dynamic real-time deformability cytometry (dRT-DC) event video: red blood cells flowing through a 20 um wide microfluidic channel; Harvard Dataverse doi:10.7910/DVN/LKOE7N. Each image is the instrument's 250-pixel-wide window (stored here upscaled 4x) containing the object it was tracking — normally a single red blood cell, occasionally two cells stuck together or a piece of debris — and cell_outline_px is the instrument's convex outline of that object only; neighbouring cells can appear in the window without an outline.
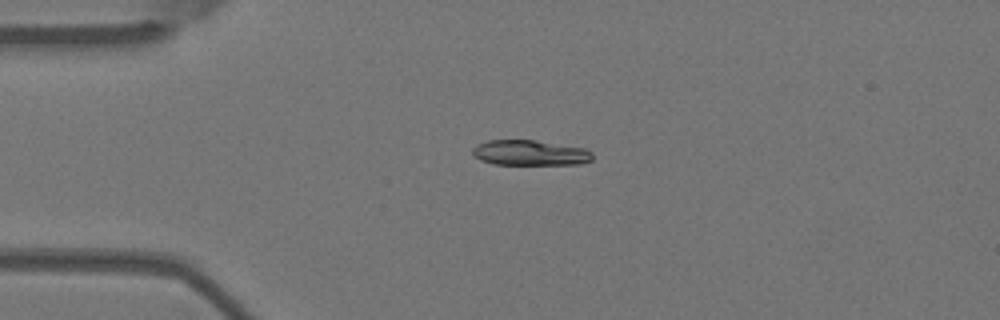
{"species": "Egyptian fruit bat (a non-hibernating species)", "species_latin": "Rousettus aegyptiacus", "temperature_condition": "warm", "stored_images_in_passage": 3, "camera_frame_rate_fps": 3000, "um_per_image_px": 0.085, "animal": {"sex": "female"}, "frame": {"image": 1, "passage_image": 3, "time_ms": 0.667, "image_size_px": [1000, 320], "cell_outline_px": [[592, 160], [580, 164], [492, 164], [480, 160], [472, 156], [472, 148], [476, 144], [488, 140], [536, 140], [584, 148], [592, 152]], "centroid_in_image_um": [45.0, 12.98], "position_along_channel_um": 40.0, "area_um2": 17.8}}